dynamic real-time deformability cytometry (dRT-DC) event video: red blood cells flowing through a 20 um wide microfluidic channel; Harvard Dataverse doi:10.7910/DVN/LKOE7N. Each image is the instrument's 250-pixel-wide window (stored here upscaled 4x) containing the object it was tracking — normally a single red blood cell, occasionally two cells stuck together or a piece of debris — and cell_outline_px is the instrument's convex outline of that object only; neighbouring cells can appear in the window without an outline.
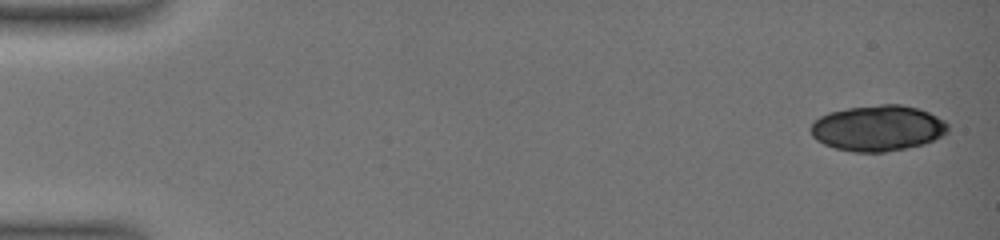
{"species": "common noctule bat (a hibernating species)", "species_latin": "Nyctalus noctula", "temperature_condition": "warm", "stored_images_in_passage": 21, "camera_frame_rate_fps": 3000, "um_per_image_px": 0.085, "animal": {"sex": "female", "body_mass_g": 19.0, "forearm_length_mm": 51.5}, "frame": {"image": 1, "passage_image": 1, "time_ms": 0.0, "image_size_px": [1000, 240], "cell_outline_px": [[948, 132], [924, 144], [884, 152], [856, 152], [836, 148], [824, 144], [816, 140], [812, 136], [808, 128], [820, 116], [828, 112], [848, 108], [880, 104], [900, 104], [920, 108], [944, 120], [948, 124]], "centroid_in_image_um": [74.6, 10.88], "position_along_channel_um": 10.4, "area_um2": 36.59}}